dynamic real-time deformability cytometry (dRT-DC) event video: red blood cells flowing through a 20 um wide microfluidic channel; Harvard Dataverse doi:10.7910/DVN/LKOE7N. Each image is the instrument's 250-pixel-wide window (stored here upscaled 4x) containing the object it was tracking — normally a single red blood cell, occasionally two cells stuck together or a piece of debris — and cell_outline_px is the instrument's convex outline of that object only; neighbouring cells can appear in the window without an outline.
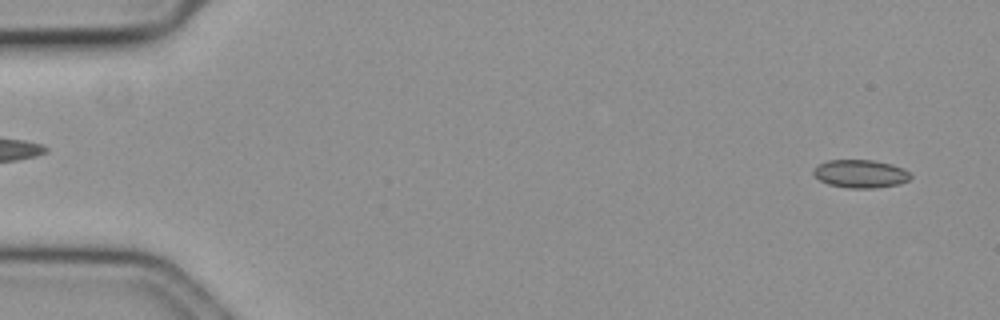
{"species": "common noctule bat (a hibernating species)", "species_latin": "Nyctalus noctula", "temperature_condition": "cold", "stored_images_in_passage": 59, "camera_frame_rate_fps": 3000, "um_per_image_px": 0.085, "animal": {"sex": "female", "body_mass_g": 19.3, "forearm_length_mm": 54.1}, "frame": {"image": 1, "passage_image": 3, "time_ms": 0.667, "image_size_px": [1000, 320], "cell_outline_px": [[912, 176], [908, 180], [900, 184], [876, 188], [848, 188], [828, 184], [820, 180], [812, 172], [820, 164], [828, 160], [872, 160], [892, 164], [904, 168]], "centroid_in_image_um": [73.18, 14.77], "position_along_channel_um": 11.8, "area_um2": 15.84}}
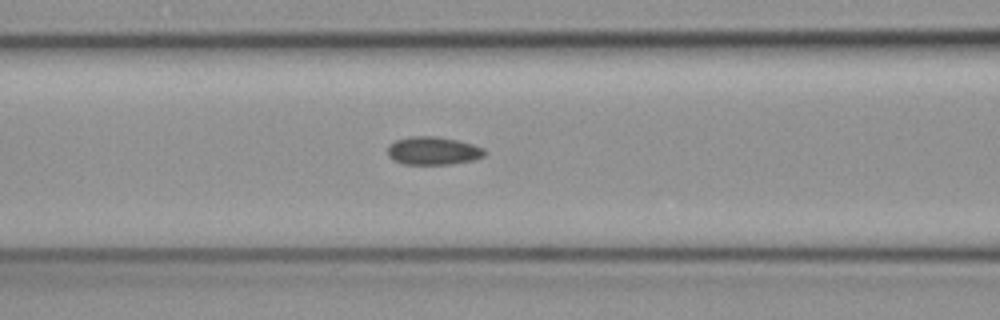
{"frame": {"image": 2, "passage_image": 24, "time_ms": 7.667, "image_size_px": [1000, 320], "cell_outline_px": [[484, 156], [472, 160], [452, 164], [404, 164], [388, 156], [388, 148], [396, 140], [412, 136], [436, 136], [456, 140], [472, 144], [484, 148]], "centroid_in_image_um": [36.83, 12.81], "position_along_channel_um": 129.8, "area_um2": 15.61}}
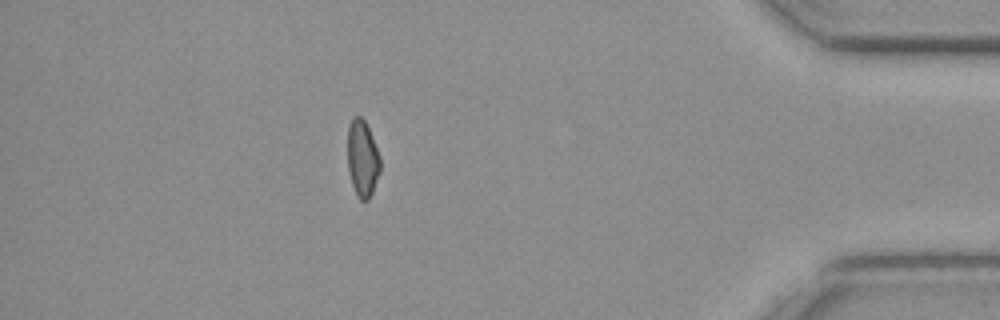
{"frame": {"image": 3, "passage_image": 51, "time_ms": 16.667, "image_size_px": [1000, 320], "cell_outline_px": [[380, 172], [372, 192], [368, 200], [360, 200], [356, 196], [352, 184], [348, 168], [348, 128], [352, 116], [360, 116], [364, 120], [372, 136], [380, 156]], "centroid_in_image_um": [30.81, 13.48], "position_along_channel_um": 404.4, "area_um2": 14.57}}